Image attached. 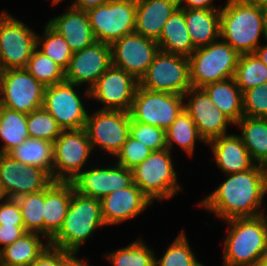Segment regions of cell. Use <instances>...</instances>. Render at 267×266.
<instances>
[{
    "label": "cell",
    "mask_w": 267,
    "mask_h": 266,
    "mask_svg": "<svg viewBox=\"0 0 267 266\" xmlns=\"http://www.w3.org/2000/svg\"><path fill=\"white\" fill-rule=\"evenodd\" d=\"M53 179L38 167L26 166L8 154L0 153V183L6 198H18L25 194L46 189Z\"/></svg>",
    "instance_id": "cell-17"
},
{
    "label": "cell",
    "mask_w": 267,
    "mask_h": 266,
    "mask_svg": "<svg viewBox=\"0 0 267 266\" xmlns=\"http://www.w3.org/2000/svg\"><path fill=\"white\" fill-rule=\"evenodd\" d=\"M87 167L71 181L75 191L81 195L101 200L115 190L133 184L132 170L115 162L112 165L106 163L105 166L98 164L95 167L88 163Z\"/></svg>",
    "instance_id": "cell-18"
},
{
    "label": "cell",
    "mask_w": 267,
    "mask_h": 266,
    "mask_svg": "<svg viewBox=\"0 0 267 266\" xmlns=\"http://www.w3.org/2000/svg\"><path fill=\"white\" fill-rule=\"evenodd\" d=\"M220 9V39L240 55L254 53L267 39L263 8L251 0H226Z\"/></svg>",
    "instance_id": "cell-2"
},
{
    "label": "cell",
    "mask_w": 267,
    "mask_h": 266,
    "mask_svg": "<svg viewBox=\"0 0 267 266\" xmlns=\"http://www.w3.org/2000/svg\"><path fill=\"white\" fill-rule=\"evenodd\" d=\"M8 155L26 166H35L47 171L53 179L54 145L52 142L29 137Z\"/></svg>",
    "instance_id": "cell-31"
},
{
    "label": "cell",
    "mask_w": 267,
    "mask_h": 266,
    "mask_svg": "<svg viewBox=\"0 0 267 266\" xmlns=\"http://www.w3.org/2000/svg\"><path fill=\"white\" fill-rule=\"evenodd\" d=\"M0 225L24 226L21 208L14 198H4L0 201Z\"/></svg>",
    "instance_id": "cell-44"
},
{
    "label": "cell",
    "mask_w": 267,
    "mask_h": 266,
    "mask_svg": "<svg viewBox=\"0 0 267 266\" xmlns=\"http://www.w3.org/2000/svg\"><path fill=\"white\" fill-rule=\"evenodd\" d=\"M226 175L227 179L201 199L198 206L223 221L265 214V209L261 210L267 195L265 167L255 164L247 171Z\"/></svg>",
    "instance_id": "cell-1"
},
{
    "label": "cell",
    "mask_w": 267,
    "mask_h": 266,
    "mask_svg": "<svg viewBox=\"0 0 267 266\" xmlns=\"http://www.w3.org/2000/svg\"><path fill=\"white\" fill-rule=\"evenodd\" d=\"M139 86L183 96L192 87L188 57L159 51L139 80Z\"/></svg>",
    "instance_id": "cell-11"
},
{
    "label": "cell",
    "mask_w": 267,
    "mask_h": 266,
    "mask_svg": "<svg viewBox=\"0 0 267 266\" xmlns=\"http://www.w3.org/2000/svg\"><path fill=\"white\" fill-rule=\"evenodd\" d=\"M65 10L50 18L47 23L64 37L73 53L92 45L96 40L86 11L71 5Z\"/></svg>",
    "instance_id": "cell-22"
},
{
    "label": "cell",
    "mask_w": 267,
    "mask_h": 266,
    "mask_svg": "<svg viewBox=\"0 0 267 266\" xmlns=\"http://www.w3.org/2000/svg\"><path fill=\"white\" fill-rule=\"evenodd\" d=\"M172 241L162 257H155V266H205L196 259L184 229Z\"/></svg>",
    "instance_id": "cell-38"
},
{
    "label": "cell",
    "mask_w": 267,
    "mask_h": 266,
    "mask_svg": "<svg viewBox=\"0 0 267 266\" xmlns=\"http://www.w3.org/2000/svg\"><path fill=\"white\" fill-rule=\"evenodd\" d=\"M183 98L185 111L195 122L206 143L229 134V125H235L227 115L214 106V102L202 88L191 87Z\"/></svg>",
    "instance_id": "cell-19"
},
{
    "label": "cell",
    "mask_w": 267,
    "mask_h": 266,
    "mask_svg": "<svg viewBox=\"0 0 267 266\" xmlns=\"http://www.w3.org/2000/svg\"><path fill=\"white\" fill-rule=\"evenodd\" d=\"M138 86L133 75L111 65L89 89L90 99L102 104L101 110L129 112Z\"/></svg>",
    "instance_id": "cell-15"
},
{
    "label": "cell",
    "mask_w": 267,
    "mask_h": 266,
    "mask_svg": "<svg viewBox=\"0 0 267 266\" xmlns=\"http://www.w3.org/2000/svg\"><path fill=\"white\" fill-rule=\"evenodd\" d=\"M62 1H63V0H52V1H51V5H52V6H53V5H54V6H55V5L57 6L58 3H61Z\"/></svg>",
    "instance_id": "cell-55"
},
{
    "label": "cell",
    "mask_w": 267,
    "mask_h": 266,
    "mask_svg": "<svg viewBox=\"0 0 267 266\" xmlns=\"http://www.w3.org/2000/svg\"><path fill=\"white\" fill-rule=\"evenodd\" d=\"M44 241L43 235L26 232L11 245L0 250V266H30L50 245L48 240L45 243Z\"/></svg>",
    "instance_id": "cell-28"
},
{
    "label": "cell",
    "mask_w": 267,
    "mask_h": 266,
    "mask_svg": "<svg viewBox=\"0 0 267 266\" xmlns=\"http://www.w3.org/2000/svg\"><path fill=\"white\" fill-rule=\"evenodd\" d=\"M100 201L106 226L118 225L131 220L153 204L135 183L129 187L115 190Z\"/></svg>",
    "instance_id": "cell-21"
},
{
    "label": "cell",
    "mask_w": 267,
    "mask_h": 266,
    "mask_svg": "<svg viewBox=\"0 0 267 266\" xmlns=\"http://www.w3.org/2000/svg\"><path fill=\"white\" fill-rule=\"evenodd\" d=\"M244 116L267 118V82L242 93Z\"/></svg>",
    "instance_id": "cell-43"
},
{
    "label": "cell",
    "mask_w": 267,
    "mask_h": 266,
    "mask_svg": "<svg viewBox=\"0 0 267 266\" xmlns=\"http://www.w3.org/2000/svg\"><path fill=\"white\" fill-rule=\"evenodd\" d=\"M130 124L129 112L101 109L88 112L85 130L92 150L99 147L112 158L115 157L130 135Z\"/></svg>",
    "instance_id": "cell-13"
},
{
    "label": "cell",
    "mask_w": 267,
    "mask_h": 266,
    "mask_svg": "<svg viewBox=\"0 0 267 266\" xmlns=\"http://www.w3.org/2000/svg\"><path fill=\"white\" fill-rule=\"evenodd\" d=\"M23 218L26 232L44 236V189L16 198Z\"/></svg>",
    "instance_id": "cell-37"
},
{
    "label": "cell",
    "mask_w": 267,
    "mask_h": 266,
    "mask_svg": "<svg viewBox=\"0 0 267 266\" xmlns=\"http://www.w3.org/2000/svg\"><path fill=\"white\" fill-rule=\"evenodd\" d=\"M45 88L25 68L4 70L0 85V105L29 114L43 107Z\"/></svg>",
    "instance_id": "cell-14"
},
{
    "label": "cell",
    "mask_w": 267,
    "mask_h": 266,
    "mask_svg": "<svg viewBox=\"0 0 267 266\" xmlns=\"http://www.w3.org/2000/svg\"><path fill=\"white\" fill-rule=\"evenodd\" d=\"M139 238L125 247L106 253V259L112 266H155L154 250Z\"/></svg>",
    "instance_id": "cell-34"
},
{
    "label": "cell",
    "mask_w": 267,
    "mask_h": 266,
    "mask_svg": "<svg viewBox=\"0 0 267 266\" xmlns=\"http://www.w3.org/2000/svg\"><path fill=\"white\" fill-rule=\"evenodd\" d=\"M72 182L53 181L44 189V237L50 241L60 230L66 216L71 196Z\"/></svg>",
    "instance_id": "cell-25"
},
{
    "label": "cell",
    "mask_w": 267,
    "mask_h": 266,
    "mask_svg": "<svg viewBox=\"0 0 267 266\" xmlns=\"http://www.w3.org/2000/svg\"><path fill=\"white\" fill-rule=\"evenodd\" d=\"M202 89L214 102V106L227 115L234 124L244 116L242 91L234 77L209 83L203 86Z\"/></svg>",
    "instance_id": "cell-29"
},
{
    "label": "cell",
    "mask_w": 267,
    "mask_h": 266,
    "mask_svg": "<svg viewBox=\"0 0 267 266\" xmlns=\"http://www.w3.org/2000/svg\"><path fill=\"white\" fill-rule=\"evenodd\" d=\"M215 0H178L181 9H221L214 4Z\"/></svg>",
    "instance_id": "cell-47"
},
{
    "label": "cell",
    "mask_w": 267,
    "mask_h": 266,
    "mask_svg": "<svg viewBox=\"0 0 267 266\" xmlns=\"http://www.w3.org/2000/svg\"><path fill=\"white\" fill-rule=\"evenodd\" d=\"M184 109V98L138 86L129 111L131 121L168 129Z\"/></svg>",
    "instance_id": "cell-12"
},
{
    "label": "cell",
    "mask_w": 267,
    "mask_h": 266,
    "mask_svg": "<svg viewBox=\"0 0 267 266\" xmlns=\"http://www.w3.org/2000/svg\"><path fill=\"white\" fill-rule=\"evenodd\" d=\"M25 69L45 87L65 81V70L37 48Z\"/></svg>",
    "instance_id": "cell-39"
},
{
    "label": "cell",
    "mask_w": 267,
    "mask_h": 266,
    "mask_svg": "<svg viewBox=\"0 0 267 266\" xmlns=\"http://www.w3.org/2000/svg\"><path fill=\"white\" fill-rule=\"evenodd\" d=\"M259 59L267 66V39L263 45H259L256 51L254 52Z\"/></svg>",
    "instance_id": "cell-50"
},
{
    "label": "cell",
    "mask_w": 267,
    "mask_h": 266,
    "mask_svg": "<svg viewBox=\"0 0 267 266\" xmlns=\"http://www.w3.org/2000/svg\"><path fill=\"white\" fill-rule=\"evenodd\" d=\"M207 146H210L213 160L224 175L247 171L256 164L237 133L217 137Z\"/></svg>",
    "instance_id": "cell-23"
},
{
    "label": "cell",
    "mask_w": 267,
    "mask_h": 266,
    "mask_svg": "<svg viewBox=\"0 0 267 266\" xmlns=\"http://www.w3.org/2000/svg\"><path fill=\"white\" fill-rule=\"evenodd\" d=\"M102 227H106V224L102 216L101 201L79 194L73 186L63 224L49 243L52 247L77 254L82 244Z\"/></svg>",
    "instance_id": "cell-4"
},
{
    "label": "cell",
    "mask_w": 267,
    "mask_h": 266,
    "mask_svg": "<svg viewBox=\"0 0 267 266\" xmlns=\"http://www.w3.org/2000/svg\"><path fill=\"white\" fill-rule=\"evenodd\" d=\"M136 5L137 0H109L86 11L95 40L111 45L135 32Z\"/></svg>",
    "instance_id": "cell-8"
},
{
    "label": "cell",
    "mask_w": 267,
    "mask_h": 266,
    "mask_svg": "<svg viewBox=\"0 0 267 266\" xmlns=\"http://www.w3.org/2000/svg\"><path fill=\"white\" fill-rule=\"evenodd\" d=\"M240 54L219 39L208 46L197 48L190 55V82L194 88L233 78Z\"/></svg>",
    "instance_id": "cell-6"
},
{
    "label": "cell",
    "mask_w": 267,
    "mask_h": 266,
    "mask_svg": "<svg viewBox=\"0 0 267 266\" xmlns=\"http://www.w3.org/2000/svg\"><path fill=\"white\" fill-rule=\"evenodd\" d=\"M169 149L152 151L139 165L132 169L133 183L154 203L177 196L182 186Z\"/></svg>",
    "instance_id": "cell-5"
},
{
    "label": "cell",
    "mask_w": 267,
    "mask_h": 266,
    "mask_svg": "<svg viewBox=\"0 0 267 266\" xmlns=\"http://www.w3.org/2000/svg\"><path fill=\"white\" fill-rule=\"evenodd\" d=\"M151 152L152 150L150 148L129 135L120 151L113 158L116 161L115 163L132 170L142 163Z\"/></svg>",
    "instance_id": "cell-42"
},
{
    "label": "cell",
    "mask_w": 267,
    "mask_h": 266,
    "mask_svg": "<svg viewBox=\"0 0 267 266\" xmlns=\"http://www.w3.org/2000/svg\"><path fill=\"white\" fill-rule=\"evenodd\" d=\"M157 43L162 52L190 57L195 48L186 27L183 9L178 8L169 17Z\"/></svg>",
    "instance_id": "cell-27"
},
{
    "label": "cell",
    "mask_w": 267,
    "mask_h": 266,
    "mask_svg": "<svg viewBox=\"0 0 267 266\" xmlns=\"http://www.w3.org/2000/svg\"><path fill=\"white\" fill-rule=\"evenodd\" d=\"M108 1L109 0H74L73 2L71 1L70 5L76 9L88 11L89 9L104 5Z\"/></svg>",
    "instance_id": "cell-48"
},
{
    "label": "cell",
    "mask_w": 267,
    "mask_h": 266,
    "mask_svg": "<svg viewBox=\"0 0 267 266\" xmlns=\"http://www.w3.org/2000/svg\"><path fill=\"white\" fill-rule=\"evenodd\" d=\"M258 266H267V250L265 254L261 257Z\"/></svg>",
    "instance_id": "cell-52"
},
{
    "label": "cell",
    "mask_w": 267,
    "mask_h": 266,
    "mask_svg": "<svg viewBox=\"0 0 267 266\" xmlns=\"http://www.w3.org/2000/svg\"><path fill=\"white\" fill-rule=\"evenodd\" d=\"M79 85L68 81L45 88L43 108L57 121L62 130L85 128L88 109L82 98H90V90H84L83 97ZM84 101V102H83Z\"/></svg>",
    "instance_id": "cell-7"
},
{
    "label": "cell",
    "mask_w": 267,
    "mask_h": 266,
    "mask_svg": "<svg viewBox=\"0 0 267 266\" xmlns=\"http://www.w3.org/2000/svg\"><path fill=\"white\" fill-rule=\"evenodd\" d=\"M264 167H265V173H266V192H267V164Z\"/></svg>",
    "instance_id": "cell-56"
},
{
    "label": "cell",
    "mask_w": 267,
    "mask_h": 266,
    "mask_svg": "<svg viewBox=\"0 0 267 266\" xmlns=\"http://www.w3.org/2000/svg\"><path fill=\"white\" fill-rule=\"evenodd\" d=\"M43 30V35L37 33V49L66 70L73 55L68 43L48 23Z\"/></svg>",
    "instance_id": "cell-36"
},
{
    "label": "cell",
    "mask_w": 267,
    "mask_h": 266,
    "mask_svg": "<svg viewBox=\"0 0 267 266\" xmlns=\"http://www.w3.org/2000/svg\"><path fill=\"white\" fill-rule=\"evenodd\" d=\"M165 135L167 149L172 151L176 145L191 157L195 152L196 141L205 143V145L207 144L200 135L195 122L185 109L180 112L171 126L165 130Z\"/></svg>",
    "instance_id": "cell-32"
},
{
    "label": "cell",
    "mask_w": 267,
    "mask_h": 266,
    "mask_svg": "<svg viewBox=\"0 0 267 266\" xmlns=\"http://www.w3.org/2000/svg\"><path fill=\"white\" fill-rule=\"evenodd\" d=\"M74 254L48 246L30 266H64Z\"/></svg>",
    "instance_id": "cell-45"
},
{
    "label": "cell",
    "mask_w": 267,
    "mask_h": 266,
    "mask_svg": "<svg viewBox=\"0 0 267 266\" xmlns=\"http://www.w3.org/2000/svg\"><path fill=\"white\" fill-rule=\"evenodd\" d=\"M54 145L53 181L71 182L93 154L85 128L62 130Z\"/></svg>",
    "instance_id": "cell-10"
},
{
    "label": "cell",
    "mask_w": 267,
    "mask_h": 266,
    "mask_svg": "<svg viewBox=\"0 0 267 266\" xmlns=\"http://www.w3.org/2000/svg\"><path fill=\"white\" fill-rule=\"evenodd\" d=\"M2 72H3V69H2V67H1V65H0V85H1Z\"/></svg>",
    "instance_id": "cell-57"
},
{
    "label": "cell",
    "mask_w": 267,
    "mask_h": 266,
    "mask_svg": "<svg viewBox=\"0 0 267 266\" xmlns=\"http://www.w3.org/2000/svg\"><path fill=\"white\" fill-rule=\"evenodd\" d=\"M36 48V31L3 10L0 13V64L3 71L26 68Z\"/></svg>",
    "instance_id": "cell-9"
},
{
    "label": "cell",
    "mask_w": 267,
    "mask_h": 266,
    "mask_svg": "<svg viewBox=\"0 0 267 266\" xmlns=\"http://www.w3.org/2000/svg\"><path fill=\"white\" fill-rule=\"evenodd\" d=\"M238 135L256 164H267V118L243 116L235 123Z\"/></svg>",
    "instance_id": "cell-30"
},
{
    "label": "cell",
    "mask_w": 267,
    "mask_h": 266,
    "mask_svg": "<svg viewBox=\"0 0 267 266\" xmlns=\"http://www.w3.org/2000/svg\"><path fill=\"white\" fill-rule=\"evenodd\" d=\"M252 2L260 5L261 7L266 6L267 5V0H251Z\"/></svg>",
    "instance_id": "cell-53"
},
{
    "label": "cell",
    "mask_w": 267,
    "mask_h": 266,
    "mask_svg": "<svg viewBox=\"0 0 267 266\" xmlns=\"http://www.w3.org/2000/svg\"><path fill=\"white\" fill-rule=\"evenodd\" d=\"M110 46L112 65L125 70L138 81L160 51L156 40L136 32L124 35Z\"/></svg>",
    "instance_id": "cell-16"
},
{
    "label": "cell",
    "mask_w": 267,
    "mask_h": 266,
    "mask_svg": "<svg viewBox=\"0 0 267 266\" xmlns=\"http://www.w3.org/2000/svg\"><path fill=\"white\" fill-rule=\"evenodd\" d=\"M4 198H6V196H5V194H4L3 190H2L1 183H0V201L2 199H4Z\"/></svg>",
    "instance_id": "cell-54"
},
{
    "label": "cell",
    "mask_w": 267,
    "mask_h": 266,
    "mask_svg": "<svg viewBox=\"0 0 267 266\" xmlns=\"http://www.w3.org/2000/svg\"><path fill=\"white\" fill-rule=\"evenodd\" d=\"M234 79L243 93L267 82V66L255 53L242 54L238 60Z\"/></svg>",
    "instance_id": "cell-35"
},
{
    "label": "cell",
    "mask_w": 267,
    "mask_h": 266,
    "mask_svg": "<svg viewBox=\"0 0 267 266\" xmlns=\"http://www.w3.org/2000/svg\"><path fill=\"white\" fill-rule=\"evenodd\" d=\"M130 136L142 142L152 151H160L167 148L165 130L160 127L131 121Z\"/></svg>",
    "instance_id": "cell-41"
},
{
    "label": "cell",
    "mask_w": 267,
    "mask_h": 266,
    "mask_svg": "<svg viewBox=\"0 0 267 266\" xmlns=\"http://www.w3.org/2000/svg\"><path fill=\"white\" fill-rule=\"evenodd\" d=\"M178 8V0H137L135 32L157 41L165 23Z\"/></svg>",
    "instance_id": "cell-24"
},
{
    "label": "cell",
    "mask_w": 267,
    "mask_h": 266,
    "mask_svg": "<svg viewBox=\"0 0 267 266\" xmlns=\"http://www.w3.org/2000/svg\"><path fill=\"white\" fill-rule=\"evenodd\" d=\"M26 233L24 226L0 225V250L11 245L15 240ZM2 245V248H1Z\"/></svg>",
    "instance_id": "cell-46"
},
{
    "label": "cell",
    "mask_w": 267,
    "mask_h": 266,
    "mask_svg": "<svg viewBox=\"0 0 267 266\" xmlns=\"http://www.w3.org/2000/svg\"><path fill=\"white\" fill-rule=\"evenodd\" d=\"M263 15H264V25H265V32L267 36V5L263 6Z\"/></svg>",
    "instance_id": "cell-51"
},
{
    "label": "cell",
    "mask_w": 267,
    "mask_h": 266,
    "mask_svg": "<svg viewBox=\"0 0 267 266\" xmlns=\"http://www.w3.org/2000/svg\"><path fill=\"white\" fill-rule=\"evenodd\" d=\"M27 130L30 138L47 140L54 143L62 128L43 107L27 114Z\"/></svg>",
    "instance_id": "cell-40"
},
{
    "label": "cell",
    "mask_w": 267,
    "mask_h": 266,
    "mask_svg": "<svg viewBox=\"0 0 267 266\" xmlns=\"http://www.w3.org/2000/svg\"><path fill=\"white\" fill-rule=\"evenodd\" d=\"M64 266H92L89 264L88 259H79L77 254H74L65 264Z\"/></svg>",
    "instance_id": "cell-49"
},
{
    "label": "cell",
    "mask_w": 267,
    "mask_h": 266,
    "mask_svg": "<svg viewBox=\"0 0 267 266\" xmlns=\"http://www.w3.org/2000/svg\"><path fill=\"white\" fill-rule=\"evenodd\" d=\"M27 138V114L0 105V153L8 154Z\"/></svg>",
    "instance_id": "cell-33"
},
{
    "label": "cell",
    "mask_w": 267,
    "mask_h": 266,
    "mask_svg": "<svg viewBox=\"0 0 267 266\" xmlns=\"http://www.w3.org/2000/svg\"><path fill=\"white\" fill-rule=\"evenodd\" d=\"M183 12L195 49L220 39V9H183Z\"/></svg>",
    "instance_id": "cell-26"
},
{
    "label": "cell",
    "mask_w": 267,
    "mask_h": 266,
    "mask_svg": "<svg viewBox=\"0 0 267 266\" xmlns=\"http://www.w3.org/2000/svg\"><path fill=\"white\" fill-rule=\"evenodd\" d=\"M111 65L110 44L95 41L73 53L65 70V81L79 86L87 85L86 88L90 89Z\"/></svg>",
    "instance_id": "cell-20"
},
{
    "label": "cell",
    "mask_w": 267,
    "mask_h": 266,
    "mask_svg": "<svg viewBox=\"0 0 267 266\" xmlns=\"http://www.w3.org/2000/svg\"><path fill=\"white\" fill-rule=\"evenodd\" d=\"M267 215L225 220L222 266H258L267 250Z\"/></svg>",
    "instance_id": "cell-3"
}]
</instances>
